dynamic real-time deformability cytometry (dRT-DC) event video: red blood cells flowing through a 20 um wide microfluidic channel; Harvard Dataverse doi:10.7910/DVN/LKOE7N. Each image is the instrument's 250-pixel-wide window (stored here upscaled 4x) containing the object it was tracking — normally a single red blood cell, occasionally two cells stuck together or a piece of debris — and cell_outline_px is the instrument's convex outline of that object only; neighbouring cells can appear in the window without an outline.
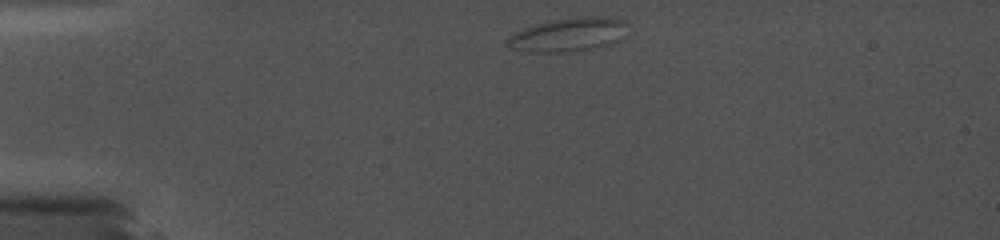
{"species": "common noctule bat (a hibernating species)", "species_latin": "Nyctalus noctula", "temperature_condition": "cold", "stored_images_in_passage": 21, "camera_frame_rate_fps": 5000, "um_per_image_px": 0.085, "animal": {"sex": "female", "body_mass_g": 19.0, "forearm_length_mm": 56.7}, "frame": {"image": 1, "passage_image": 1, "time_ms": 0.0, "image_size_px": [1000, 240], "cell_outline_px": [[632, 24], [612, 44], [592, 48], [560, 52], [532, 52], [512, 48], [504, 44], [504, 40], [508, 36], [524, 28], [536, 24], [552, 20], [580, 16], [612, 16], [624, 20]], "centroid_in_image_um": [48.33, 2.92], "position_along_channel_um": 36.7, "area_um2": 23.76}}
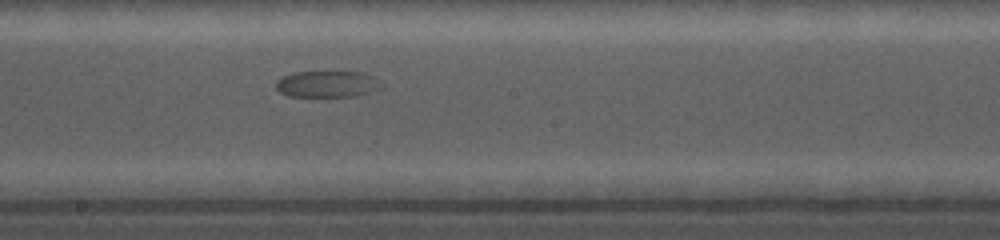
{"frame": {"image": 2, "passage_image": 13, "time_ms": 6.8, "image_size_px": [1000, 240], "cell_outline_px": [[384, 88], [356, 96], [288, 96], [280, 92], [276, 88], [276, 80], [284, 76], [296, 72], [364, 72], [372, 76], [384, 84]], "centroid_in_image_um": [27.87, 7.15], "position_along_channel_um": 220.3, "area_um2": 16.3}}
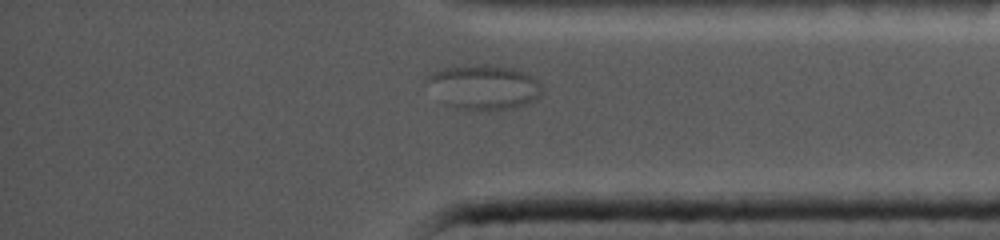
{"frame": {"image": 3, "passage_image": 21, "time_ms": 11.8, "image_size_px": [1000, 240], "cell_outline_px": [[544, 88], [540, 96], [536, 100], [512, 108], [460, 108], [448, 104], [424, 84], [424, 80], [432, 72], [440, 68], [512, 68], [524, 72], [532, 76]], "centroid_in_image_um": [41.14, 7.42], "position_along_channel_um": 394.1, "area_um2": 28.32}}